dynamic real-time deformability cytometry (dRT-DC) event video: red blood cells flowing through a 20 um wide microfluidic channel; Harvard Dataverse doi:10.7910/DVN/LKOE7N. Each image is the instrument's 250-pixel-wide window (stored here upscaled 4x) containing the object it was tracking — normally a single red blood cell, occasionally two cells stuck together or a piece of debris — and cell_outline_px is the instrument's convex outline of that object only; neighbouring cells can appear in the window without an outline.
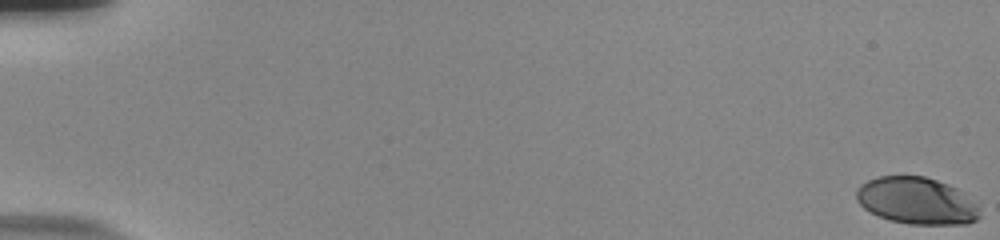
{"species": "human", "species_latin": "Homo sapiens", "temperature_condition": "room temperature", "stored_images_in_passage": 57, "camera_frame_rate_fps": 3000, "um_per_image_px": 0.085, "donor": {"sex": "male"}, "frame": {"image": 1, "passage_image": 1, "time_ms": 0.0, "image_size_px": [1000, 240], "cell_outline_px": [[980, 216], [976, 220], [968, 224], [908, 224], [888, 220], [864, 208], [856, 200], [856, 188], [860, 184], [876, 176], [924, 176], [948, 184], [964, 192], [980, 208]], "centroid_in_image_um": [77.92, 17.07], "position_along_channel_um": 7.1, "area_um2": 33.93}}
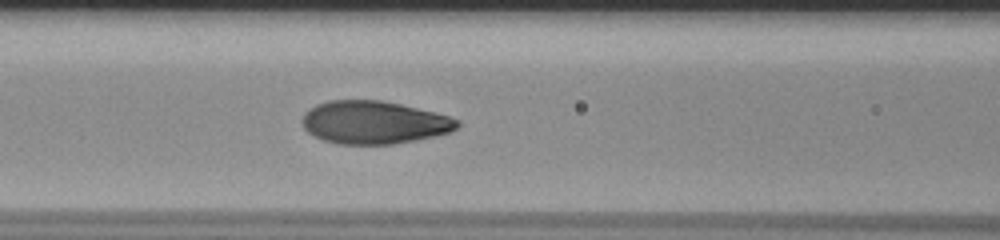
{"frame": {"image": 2, "passage_image": 27, "time_ms": 8.667, "image_size_px": [1000, 240], "cell_outline_px": [[460, 124], [452, 132], [416, 140], [392, 144], [340, 144], [324, 140], [308, 132], [304, 128], [300, 120], [304, 112], [316, 104], [328, 100], [380, 100], [400, 104], [448, 116], [460, 120]], "centroid_in_image_um": [31.76, 10.4], "position_along_channel_um": 134.8, "area_um2": 38.73}}
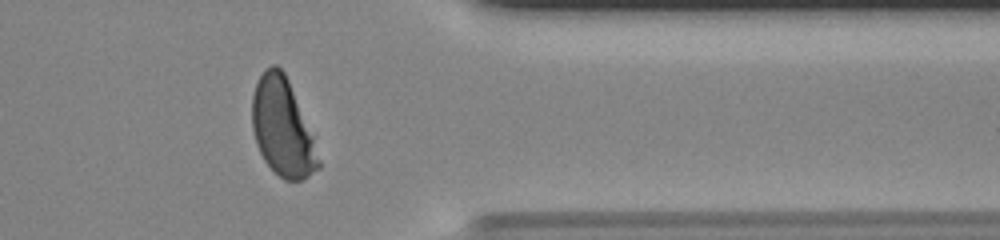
{"frame": {"image": 3, "passage_image": 48, "time_ms": 15.667, "image_size_px": [1000, 240], "cell_outline_px": [[320, 168], [308, 176], [300, 180], [284, 180], [264, 160], [256, 144], [252, 128], [252, 96], [256, 84], [260, 76], [272, 64], [276, 64], [284, 72], [288, 80], [312, 136], [320, 160]], "centroid_in_image_um": [23.99, 10.85], "position_along_channel_um": 387.4, "area_um2": 37.05}, "authors_computed_cell_mechanics": {"area_um2": 38.4948, "velocity_mm_per_s": 3.7328, "shape_relaxation_time_tau1_ms": 3.5965, "shape_relaxation_time_tau2_ms": null, "deformation_change_tau1": 0.2008, "deformation_change_tau2": null}}